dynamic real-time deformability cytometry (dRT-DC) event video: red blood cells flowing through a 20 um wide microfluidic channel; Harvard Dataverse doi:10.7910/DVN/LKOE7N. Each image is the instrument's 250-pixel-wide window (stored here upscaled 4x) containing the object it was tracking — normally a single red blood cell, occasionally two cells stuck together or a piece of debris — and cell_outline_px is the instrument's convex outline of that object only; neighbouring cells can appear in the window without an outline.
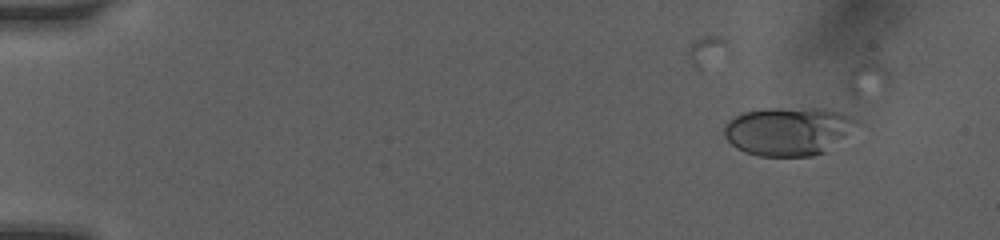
{"species": "human", "species_latin": "Homo sapiens", "temperature_condition": "room temperature", "stored_images_in_passage": 25, "camera_frame_rate_fps": 3000, "um_per_image_px": 0.085, "donor": {"sex": "female"}, "frame": {"image": 1, "passage_image": 2, "time_ms": 0.667, "image_size_px": [1000, 240], "cell_outline_px": [[864, 124], [824, 152], [812, 156], [760, 156], [744, 152], [736, 148], [724, 136], [724, 124], [728, 120], [744, 112], [764, 108], [824, 108], [840, 112], [852, 116], [860, 120]], "centroid_in_image_um": [67.07, 11.13], "position_along_channel_um": 17.9, "area_um2": 38.03}}
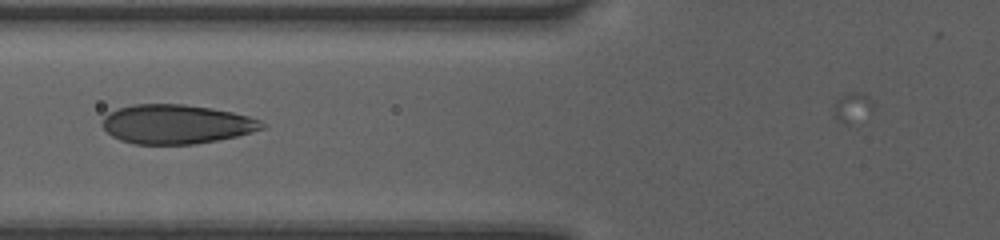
{"frame": {"image": 2, "passage_image": 18, "time_ms": 6.0, "image_size_px": [1000, 240], "cell_outline_px": [[264, 128], [236, 136], [216, 140], [192, 144], [136, 144], [120, 140], [112, 136], [100, 124], [104, 116], [108, 112], [116, 108], [132, 104], [184, 104], [212, 108], [232, 112], [248, 116], [260, 120], [264, 124]], "centroid_in_image_um": [14.93, 10.54], "position_along_channel_um": 110.9, "area_um2": 36.47}}
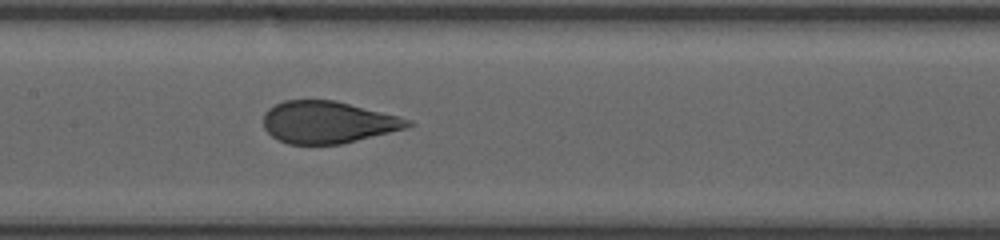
{"frame": {"image": 3, "passage_image": 25, "time_ms": 7.667, "image_size_px": [1000, 240], "cell_outline_px": [[416, 124], [404, 128], [340, 144], [288, 144], [272, 136], [264, 128], [264, 112], [268, 108], [284, 100], [336, 100], [400, 116], [412, 120]], "centroid_in_image_um": [27.86, 10.37], "position_along_channel_um": 179.5, "area_um2": 35.26}}